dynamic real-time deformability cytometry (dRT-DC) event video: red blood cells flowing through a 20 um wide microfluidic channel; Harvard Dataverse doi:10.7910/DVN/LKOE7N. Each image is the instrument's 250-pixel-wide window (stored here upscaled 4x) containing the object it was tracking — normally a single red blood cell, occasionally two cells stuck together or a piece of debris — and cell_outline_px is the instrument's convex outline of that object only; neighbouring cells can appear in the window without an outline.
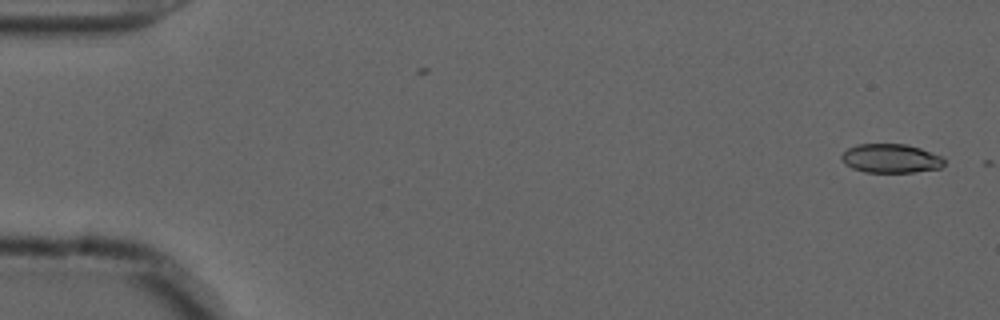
{"species": "common noctule bat (a hibernating species)", "species_latin": "Nyctalus noctula", "temperature_condition": "cold", "stored_images_in_passage": 4, "camera_frame_rate_fps": 3000, "um_per_image_px": 0.085, "animal": {"sex": "male", "forearm_length_mm": 52.5}, "frame": {"image": 1, "passage_image": 1, "time_ms": 0.0, "image_size_px": [1000, 320], "cell_outline_px": [[944, 164], [940, 168], [912, 172], [864, 172], [852, 168], [844, 164], [840, 156], [848, 148], [856, 144], [904, 144], [920, 148], [944, 156]], "centroid_in_image_um": [75.71, 13.46], "position_along_channel_um": 9.3, "area_um2": 17.4}}